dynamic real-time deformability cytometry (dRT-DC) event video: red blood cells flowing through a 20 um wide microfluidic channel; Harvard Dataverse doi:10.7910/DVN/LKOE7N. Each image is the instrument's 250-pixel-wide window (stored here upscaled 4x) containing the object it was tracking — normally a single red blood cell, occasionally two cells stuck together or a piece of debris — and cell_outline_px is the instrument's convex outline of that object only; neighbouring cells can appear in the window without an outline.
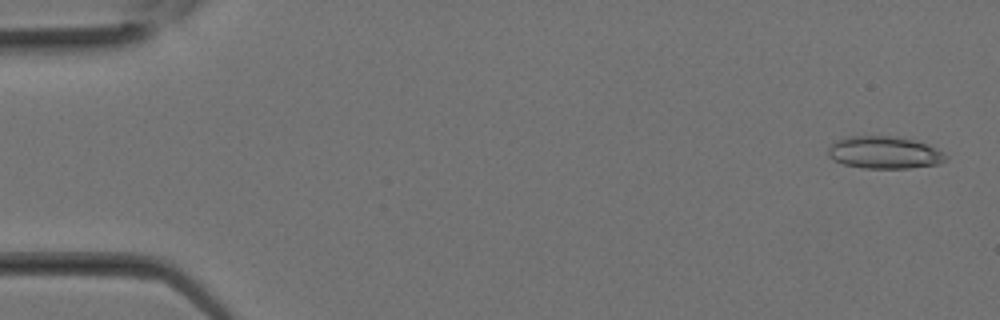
{"species": "Egyptian fruit bat (a non-hibernating species)", "species_latin": "Rousettus aegyptiacus", "temperature_condition": "room temperature", "stored_images_in_passage": 20, "camera_frame_rate_fps": 3000, "um_per_image_px": 0.085, "animal": {"sex": "female"}, "frame": {"image": 1, "passage_image": 1, "time_ms": 0.0, "image_size_px": [1000, 320], "cell_outline_px": [[948, 160], [936, 164], [908, 168], [864, 168], [844, 164], [828, 156], [828, 148], [836, 140], [844, 136], [900, 136], [928, 144], [944, 152], [948, 156]], "centroid_in_image_um": [75.19, 12.95], "position_along_channel_um": 9.8, "area_um2": 22.31}}
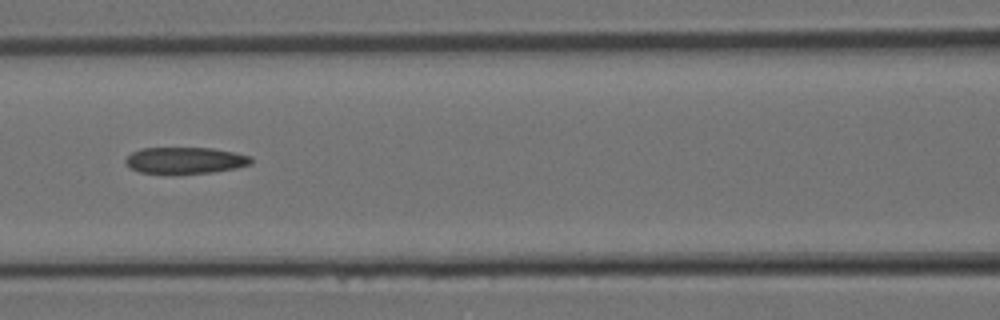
{"frame": {"image": 2, "passage_image": 12, "time_ms": 3.667, "image_size_px": [1000, 320], "cell_outline_px": [[252, 164], [236, 168], [212, 172], [140, 172], [128, 168], [124, 164], [124, 160], [132, 152], [140, 148], [212, 148], [236, 152], [252, 156]], "centroid_in_image_um": [15.75, 13.61], "position_along_channel_um": 150.9, "area_um2": 19.19}}
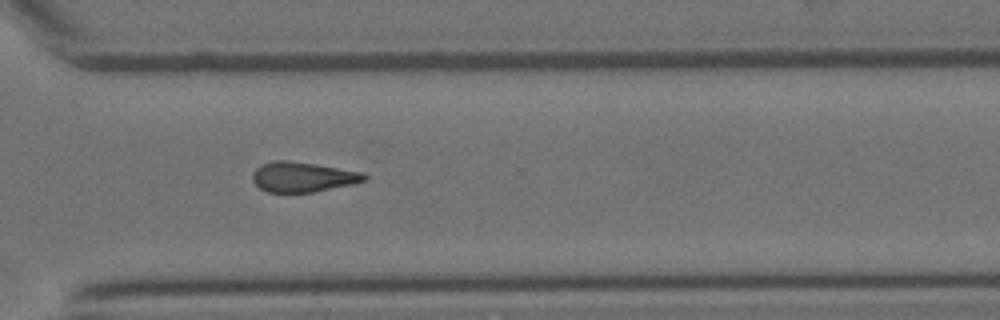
{"frame": {"image": 3, "passage_image": 20, "time_ms": 6.333, "image_size_px": [1000, 320], "cell_outline_px": [[368, 180], [356, 184], [312, 192], [268, 192], [260, 188], [252, 180], [252, 172], [260, 164], [272, 160], [288, 160], [316, 164], [364, 172], [368, 176]], "centroid_in_image_um": [25.76, 15.03], "position_along_channel_um": 344.8, "area_um2": 19.88}}